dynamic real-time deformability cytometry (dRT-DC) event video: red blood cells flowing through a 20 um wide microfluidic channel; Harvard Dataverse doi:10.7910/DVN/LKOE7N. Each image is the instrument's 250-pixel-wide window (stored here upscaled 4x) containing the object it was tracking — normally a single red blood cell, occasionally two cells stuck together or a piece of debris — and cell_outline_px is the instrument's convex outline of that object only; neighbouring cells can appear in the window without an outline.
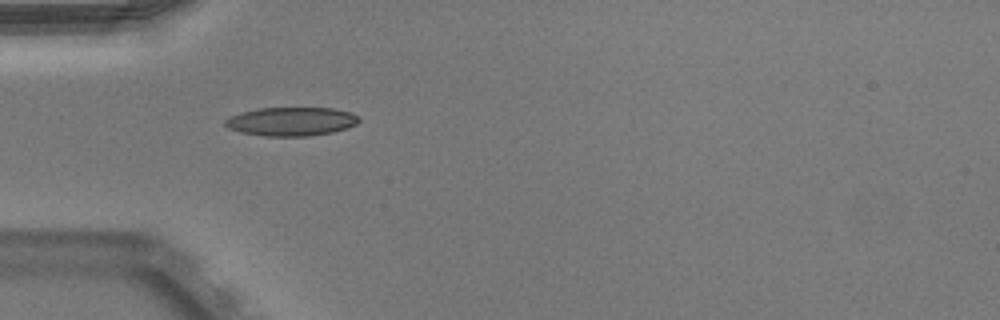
{"species": "Egyptian fruit bat (a non-hibernating species)", "species_latin": "Rousettus aegyptiacus", "temperature_condition": "warm", "stored_images_in_passage": 36, "camera_frame_rate_fps": 3000, "um_per_image_px": 0.085, "animal": {"sex": "male"}, "frame": {"image": 1, "passage_image": 1, "time_ms": 0.0, "image_size_px": [1000, 320], "cell_outline_px": [[360, 120], [356, 124], [348, 128], [332, 132], [308, 136], [264, 136], [240, 132], [228, 128], [224, 124], [224, 120], [232, 116], [244, 112], [260, 108], [332, 108], [352, 112], [360, 116]], "centroid_in_image_um": [24.8, 10.33], "position_along_channel_um": 60.2, "area_um2": 22.37}}
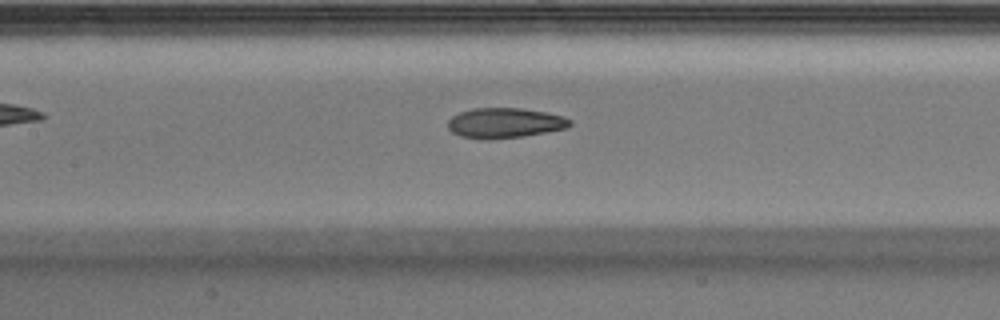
{"frame": {"image": 2, "passage_image": 9, "time_ms": 2.667, "image_size_px": [1000, 320], "cell_outline_px": [[572, 124], [568, 128], [520, 136], [488, 140], [460, 136], [452, 132], [448, 128], [448, 120], [452, 116], [460, 112], [472, 108], [520, 108], [548, 112], [564, 116], [572, 120]], "centroid_in_image_um": [42.91, 10.44], "position_along_channel_um": 164.5, "area_um2": 21.5}}
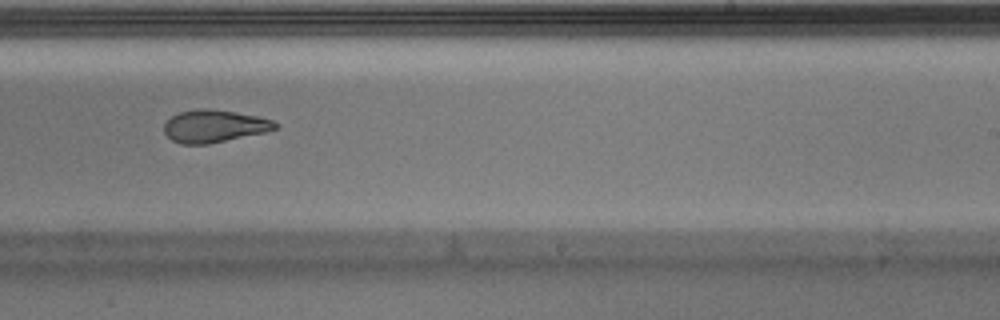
{"frame": {"image": 3, "passage_image": 17, "time_ms": 5.333, "image_size_px": [1000, 320], "cell_outline_px": [[276, 128], [264, 132], [208, 144], [180, 144], [172, 140], [164, 132], [164, 124], [172, 116], [180, 112], [200, 108], [208, 108], [256, 116], [272, 120], [276, 124]], "centroid_in_image_um": [18.15, 10.72], "position_along_channel_um": 270.8, "area_um2": 20.63}, "authors_computed_cell_mechanics": {"area_um2": 21.964, "velocity_mm_per_s": 4.0032, "shape_relaxation_time_tau1_ms": 9.3968, "shape_relaxation_time_tau2_ms": 2.5531, "deformation_change_tau1": 0.2386, "deformation_change_tau2": 0.0799}}